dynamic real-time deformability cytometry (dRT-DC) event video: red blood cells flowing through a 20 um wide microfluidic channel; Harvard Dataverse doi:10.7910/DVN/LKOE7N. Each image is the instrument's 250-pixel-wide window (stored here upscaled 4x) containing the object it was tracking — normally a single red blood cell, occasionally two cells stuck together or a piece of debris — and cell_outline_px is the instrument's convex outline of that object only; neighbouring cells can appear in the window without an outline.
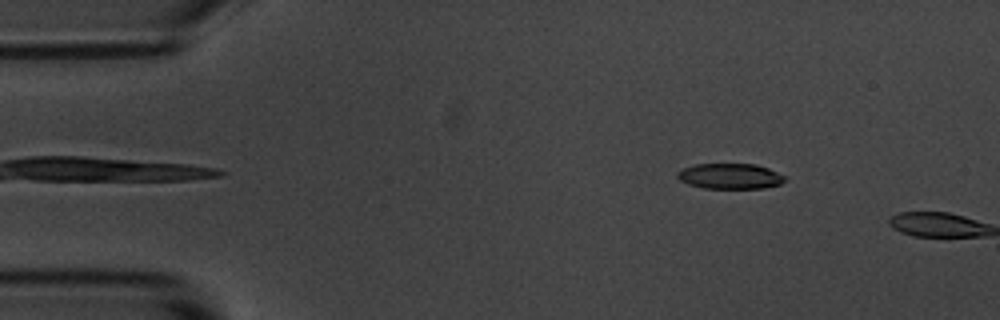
{"species": "common noctule bat (a hibernating species)", "species_latin": "Nyctalus noctula", "temperature_condition": "room temperature", "stored_images_in_passage": 8, "camera_frame_rate_fps": 3000, "um_per_image_px": 0.085, "animal": {"sex": "male", "body_mass_g": 20.1, "forearm_length_mm": 53.5}, "frame": {"image": 1, "passage_image": 7, "time_ms": 2.0, "image_size_px": [1000, 320], "cell_outline_px": [[788, 176], [780, 184], [764, 188], [704, 188], [688, 184], [680, 180], [676, 176], [676, 172], [684, 168], [696, 164], [756, 164], [768, 168]], "centroid_in_image_um": [62.07, 14.97], "position_along_channel_um": 22.9, "area_um2": 16.01}}